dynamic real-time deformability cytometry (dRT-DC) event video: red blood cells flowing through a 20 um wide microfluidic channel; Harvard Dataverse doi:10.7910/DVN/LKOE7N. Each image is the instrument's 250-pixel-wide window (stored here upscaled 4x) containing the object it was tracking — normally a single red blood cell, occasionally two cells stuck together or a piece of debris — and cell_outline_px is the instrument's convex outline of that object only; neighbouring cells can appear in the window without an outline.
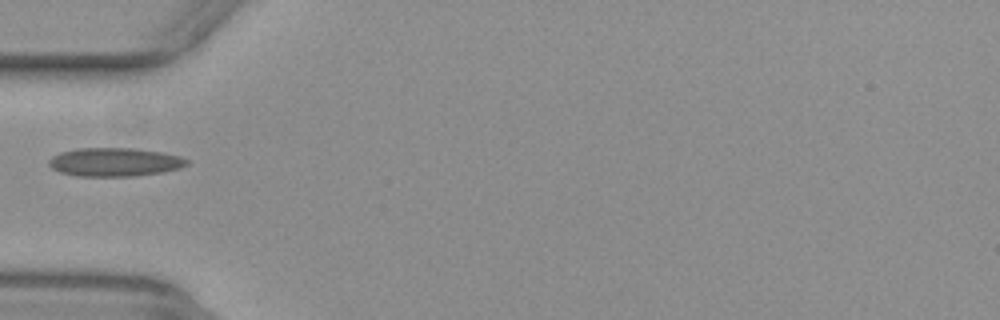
{"species": "common noctule bat (a hibernating species)", "species_latin": "Nyctalus noctula", "temperature_condition": "warm", "stored_images_in_passage": 36, "camera_frame_rate_fps": 3000, "um_per_image_px": 0.085, "animal": {"sex": "female", "body_mass_g": 29.2, "forearm_length_mm": 56.3}, "frame": {"image": 1, "passage_image": 1, "time_ms": 0.0, "image_size_px": [1000, 320], "cell_outline_px": [[188, 164], [180, 168], [164, 172], [132, 176], [76, 176], [60, 172], [52, 168], [48, 164], [48, 160], [52, 156], [60, 152], [80, 148], [132, 148], [160, 152], [180, 156], [188, 160]], "centroid_in_image_um": [9.73, 13.78], "position_along_channel_um": 75.3, "area_um2": 22.95}}
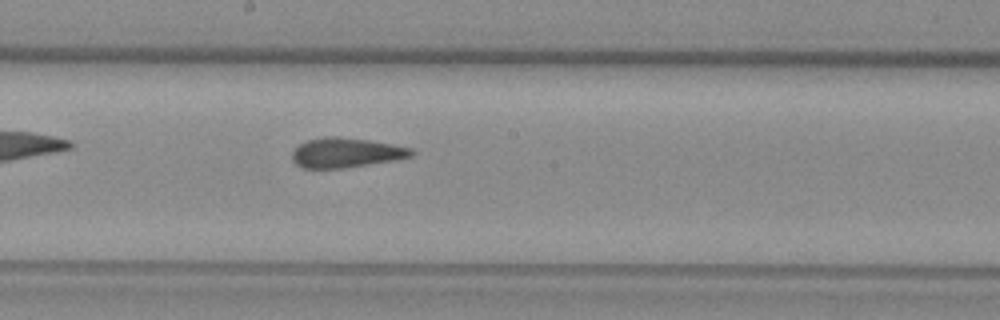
{"frame": {"image": 2, "passage_image": 12, "time_ms": 3.667, "image_size_px": [1000, 320], "cell_outline_px": [[416, 152], [412, 156], [396, 160], [344, 168], [300, 168], [292, 160], [292, 152], [300, 144], [308, 140], [324, 136], [336, 136], [368, 140], [412, 148]], "centroid_in_image_um": [29.41, 12.98], "position_along_channel_um": 218.8, "area_um2": 20.69}}
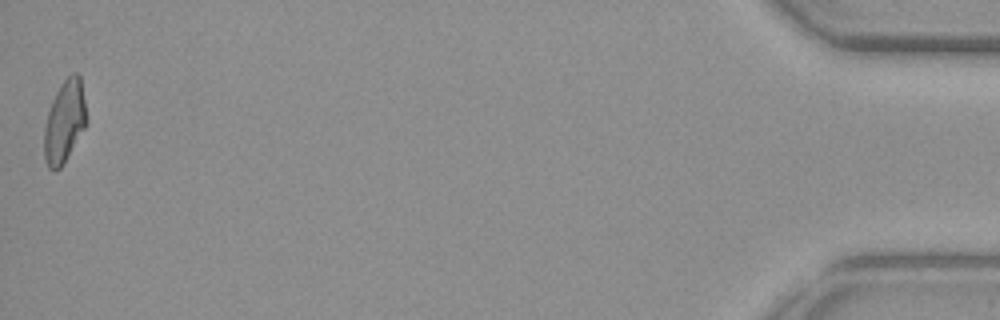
{"frame": {"image": 3, "passage_image": 36, "time_ms": 11.667, "image_size_px": [1000, 320], "cell_outline_px": [[84, 128], [60, 168], [48, 168], [44, 160], [44, 128], [48, 112], [52, 100], [60, 84], [72, 72], [76, 72], [80, 76], [84, 100]], "centroid_in_image_um": [5.44, 10.31], "position_along_channel_um": 429.8, "area_um2": 19.59}}